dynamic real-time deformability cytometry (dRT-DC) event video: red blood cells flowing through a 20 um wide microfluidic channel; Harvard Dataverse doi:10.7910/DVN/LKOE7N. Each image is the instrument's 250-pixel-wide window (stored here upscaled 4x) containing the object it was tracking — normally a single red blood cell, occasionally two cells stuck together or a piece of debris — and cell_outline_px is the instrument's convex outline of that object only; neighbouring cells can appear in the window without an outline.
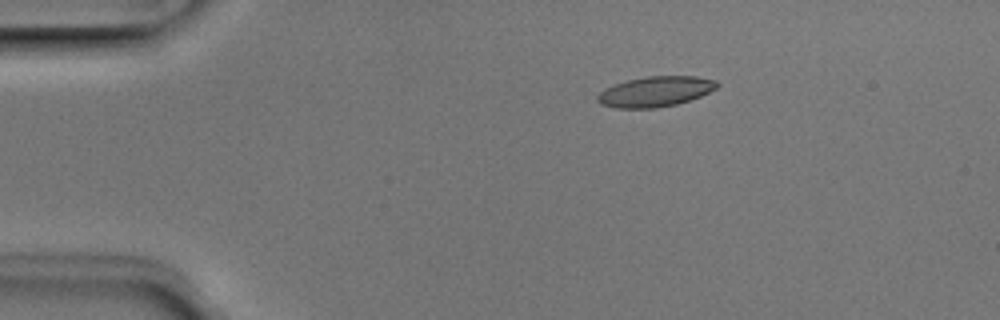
{"species": "Egyptian fruit bat (a non-hibernating species)", "species_latin": "Rousettus aegyptiacus", "temperature_condition": "room temperature", "stored_images_in_passage": 6, "camera_frame_rate_fps": 3000, "um_per_image_px": 0.085, "animal": {"sex": "male"}, "frame": {"image": 1, "passage_image": 2, "time_ms": 0.333, "image_size_px": [1000, 320], "cell_outline_px": [[720, 84], [716, 88], [700, 96], [676, 104], [656, 108], [616, 108], [600, 104], [596, 100], [596, 96], [604, 88], [628, 80], [648, 76], [696, 76], [716, 80]], "centroid_in_image_um": [55.69, 7.78], "position_along_channel_um": 29.3, "area_um2": 21.04}}
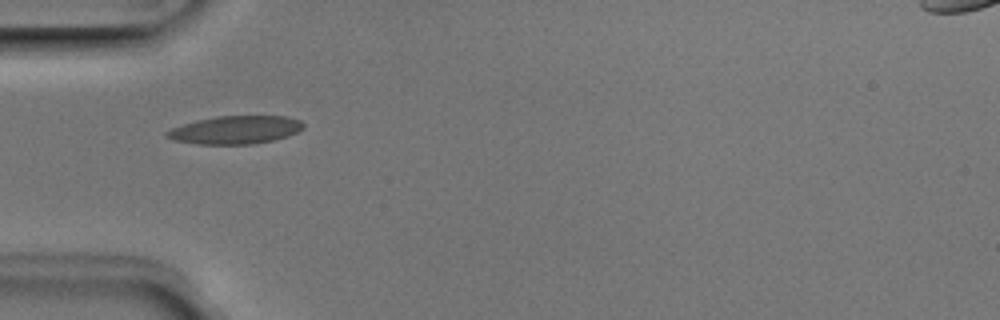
{"frame": {"image": 2, "passage_image": 4, "time_ms": 1.0, "image_size_px": [1000, 320], "cell_outline_px": [[304, 128], [288, 136], [272, 140], [252, 144], [200, 144], [172, 140], [164, 136], [164, 132], [172, 128], [196, 120], [216, 116], [288, 116], [300, 120], [304, 124]], "centroid_in_image_um": [20.0, 11.03], "position_along_channel_um": 65.0, "area_um2": 22.37}}
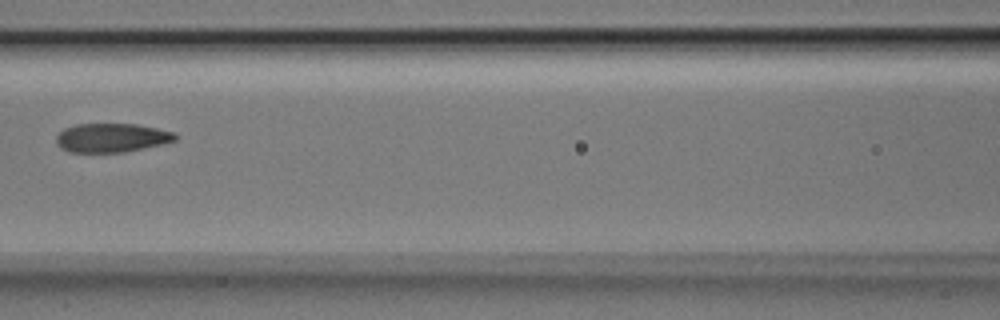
{"frame": {"image": 3, "passage_image": 6, "time_ms": 1.667, "image_size_px": [1000, 320], "cell_outline_px": [[176, 140], [160, 144], [124, 152], [68, 152], [60, 148], [56, 144], [56, 136], [64, 128], [76, 124], [136, 124], [176, 132]], "centroid_in_image_um": [9.45, 11.71], "position_along_channel_um": 157.2, "area_um2": 20.0}}